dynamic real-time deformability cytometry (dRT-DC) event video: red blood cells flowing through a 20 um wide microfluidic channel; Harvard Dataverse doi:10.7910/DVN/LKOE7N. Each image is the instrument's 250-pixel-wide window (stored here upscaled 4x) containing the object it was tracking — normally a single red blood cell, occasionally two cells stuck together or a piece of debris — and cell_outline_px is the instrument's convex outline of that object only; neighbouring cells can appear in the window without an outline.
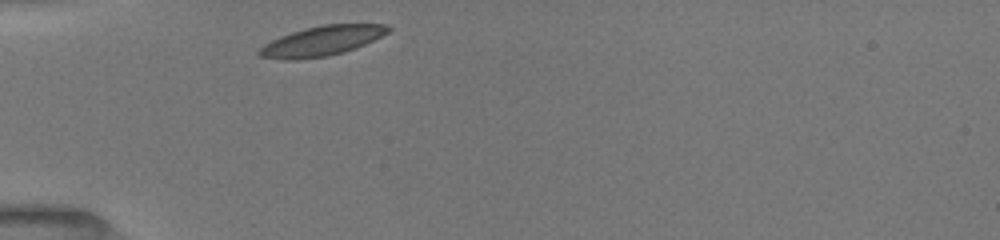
{"species": "common noctule bat (a hibernating species)", "species_latin": "Nyctalus noctula", "temperature_condition": "room temperature", "stored_images_in_passage": 29, "camera_frame_rate_fps": 3000, "um_per_image_px": 0.085, "animal": {"sex": "female", "body_mass_g": 19.5, "forearm_length_mm": 54.1}, "frame": {"image": 1, "passage_image": 1, "time_ms": 0.0, "image_size_px": [1000, 240], "cell_outline_px": [[392, 28], [388, 32], [364, 44], [344, 52], [328, 56], [296, 60], [284, 60], [260, 56], [256, 52], [264, 44], [280, 36], [304, 28], [324, 24], [384, 24]], "centroid_in_image_um": [27.32, 3.48], "position_along_channel_um": 57.7, "area_um2": 22.25}}
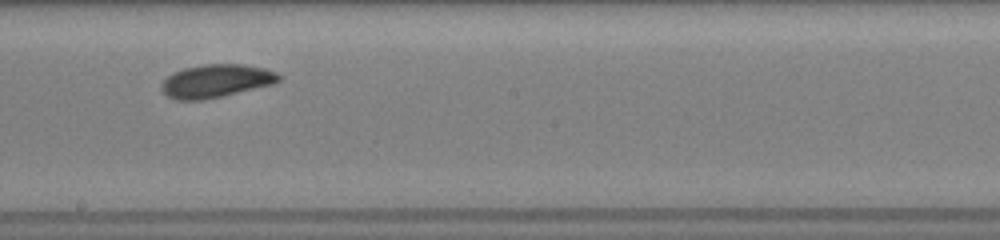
{"frame": {"image": 2, "passage_image": 15, "time_ms": 4.667, "image_size_px": [1000, 240], "cell_outline_px": [[280, 80], [276, 84], [204, 100], [176, 100], [168, 96], [160, 88], [160, 84], [172, 72], [184, 68], [204, 64], [244, 64], [264, 68], [276, 72], [280, 76]], "centroid_in_image_um": [18.37, 6.88], "position_along_channel_um": 229.8, "area_um2": 22.83}}
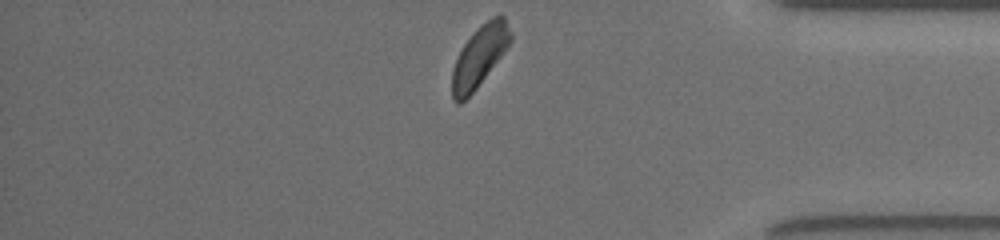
{"frame": {"image": 3, "passage_image": 29, "time_ms": 9.333, "image_size_px": [1000, 240], "cell_outline_px": [[512, 40], [508, 48], [476, 88], [460, 104], [456, 104], [452, 100], [452, 68], [464, 44], [476, 28], [480, 24], [492, 16], [500, 12], [504, 16], [512, 32]], "centroid_in_image_um": [40.78, 4.74], "position_along_channel_um": 394.4, "area_um2": 20.98}, "authors_computed_cell_mechanics": {"area_um2": 21.964, "velocity_mm_per_s": 3.9401, "shape_relaxation_time_tau1_ms": 2.8076, "shape_relaxation_time_tau2_ms": 5.6213, "deformation_change_tau1": 0.1032, "deformation_change_tau2": 0.1095}}